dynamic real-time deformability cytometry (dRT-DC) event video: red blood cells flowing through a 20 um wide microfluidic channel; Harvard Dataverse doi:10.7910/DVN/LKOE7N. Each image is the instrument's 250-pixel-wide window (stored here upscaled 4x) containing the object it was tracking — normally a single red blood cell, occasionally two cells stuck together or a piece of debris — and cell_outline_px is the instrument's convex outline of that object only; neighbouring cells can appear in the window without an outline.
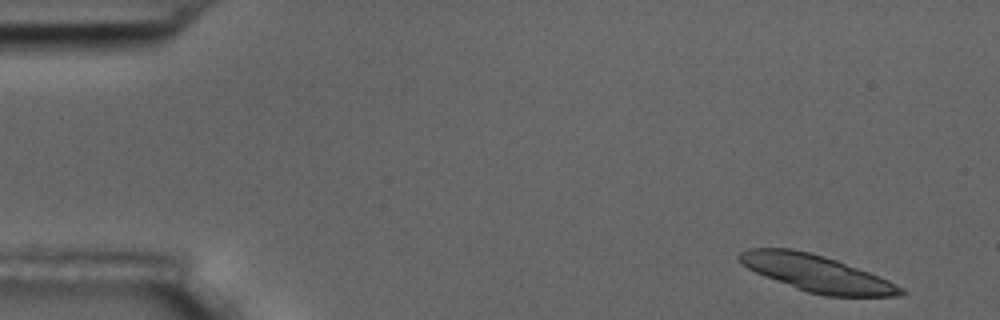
{"species": "common noctule bat (a hibernating species)", "species_latin": "Nyctalus noctula", "temperature_condition": "room temperature", "stored_images_in_passage": 6, "camera_frame_rate_fps": 3000, "um_per_image_px": 0.085, "animal": {"sex": "male", "body_mass_g": 17.5, "forearm_length_mm": 52.3}, "frame": {"image": 1, "passage_image": 1, "time_ms": 0.0, "image_size_px": [1000, 320], "cell_outline_px": [[908, 292], [896, 296], [824, 296], [808, 292], [796, 288], [764, 276], [748, 268], [736, 256], [740, 252], [748, 248], [792, 248], [824, 256], [836, 260], [868, 272], [888, 280], [904, 288]], "centroid_in_image_um": [69.41, 23.23], "position_along_channel_um": 15.6, "area_um2": 34.1}}